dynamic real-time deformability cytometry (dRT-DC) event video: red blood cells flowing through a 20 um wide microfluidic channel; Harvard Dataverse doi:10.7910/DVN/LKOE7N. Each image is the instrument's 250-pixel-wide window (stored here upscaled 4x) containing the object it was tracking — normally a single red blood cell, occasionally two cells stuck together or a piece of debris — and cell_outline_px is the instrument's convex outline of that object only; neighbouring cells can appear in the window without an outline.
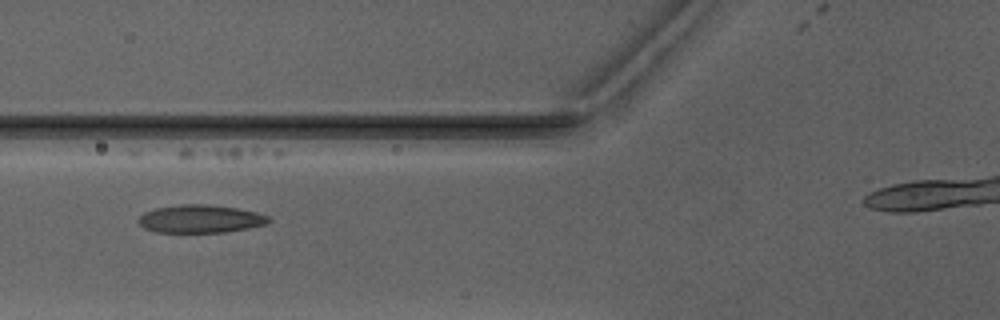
{"species": "Egyptian fruit bat (a non-hibernating species)", "species_latin": "Rousettus aegyptiacus", "temperature_condition": "warm", "stored_images_in_passage": 9, "camera_frame_rate_fps": 3000, "um_per_image_px": 0.085, "animal": {"sex": "male"}, "frame": {"image": 1, "passage_image": 6, "time_ms": 6.0, "image_size_px": [1000, 320], "cell_outline_px": [[272, 220], [268, 224], [248, 228], [224, 232], [156, 232], [144, 228], [136, 220], [144, 212], [156, 208], [180, 204], [208, 204], [236, 208], [256, 212], [268, 216]], "centroid_in_image_um": [17.03, 18.6], "position_along_channel_um": 108.8, "area_um2": 21.27}}
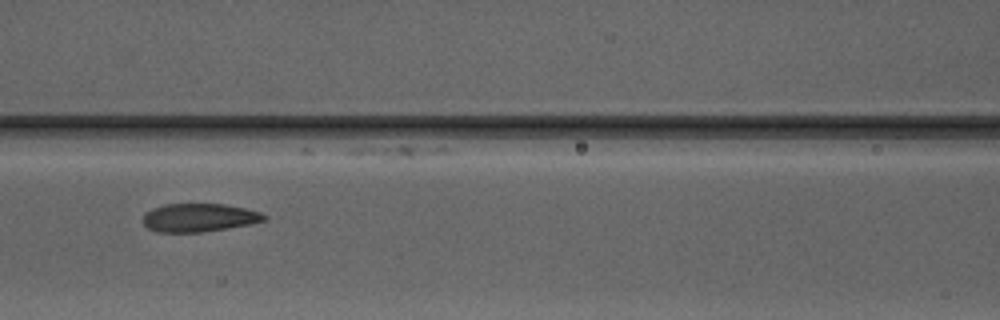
{"frame": {"image": 2, "passage_image": 7, "time_ms": 7.0, "image_size_px": [1000, 320], "cell_outline_px": [[268, 216], [264, 220], [252, 224], [200, 232], [156, 232], [148, 228], [144, 224], [144, 216], [152, 208], [164, 204], [224, 204], [244, 208], [260, 212]], "centroid_in_image_um": [16.93, 18.5], "position_along_channel_um": 149.7, "area_um2": 19.83}}